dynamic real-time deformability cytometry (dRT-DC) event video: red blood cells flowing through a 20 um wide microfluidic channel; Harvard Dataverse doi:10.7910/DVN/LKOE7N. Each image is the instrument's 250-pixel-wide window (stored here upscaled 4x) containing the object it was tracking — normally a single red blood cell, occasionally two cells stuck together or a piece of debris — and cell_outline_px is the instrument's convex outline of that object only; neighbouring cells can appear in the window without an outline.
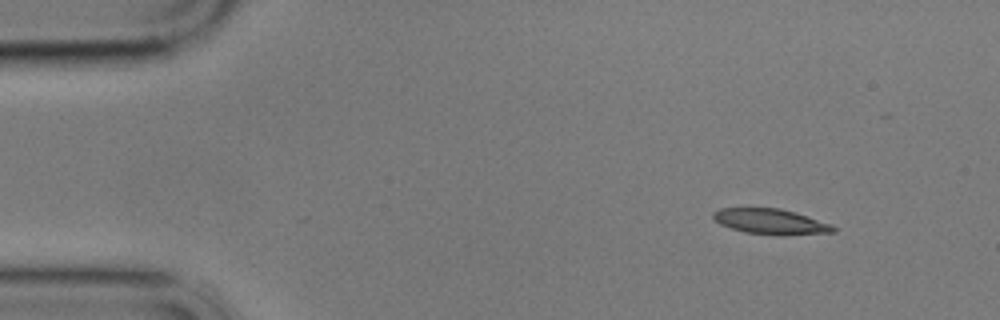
{"species": "common noctule bat (a hibernating species)", "species_latin": "Nyctalus noctula", "temperature_condition": "cold", "stored_images_in_passage": 5, "camera_frame_rate_fps": 3000, "um_per_image_px": 0.085, "animal": {"sex": "male", "body_mass_g": 17.9}, "frame": {"image": 1, "passage_image": 1, "time_ms": 0.0, "image_size_px": [1000, 320], "cell_outline_px": [[836, 232], [744, 232], [720, 224], [712, 216], [712, 212], [720, 208], [780, 208], [796, 212], [832, 224], [836, 228]], "centroid_in_image_um": [65.44, 18.76], "position_along_channel_um": 19.6, "area_um2": 16.65}}
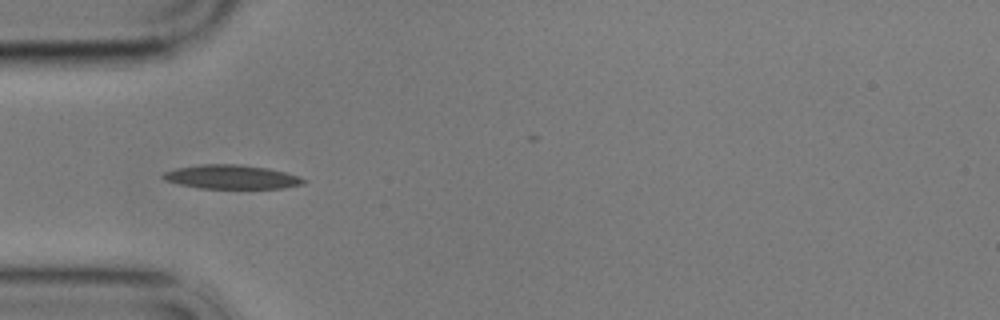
{"frame": {"image": 2, "passage_image": 4, "time_ms": 3.667, "image_size_px": [1000, 320], "cell_outline_px": [[304, 184], [284, 188], [200, 188], [180, 184], [164, 180], [160, 176], [164, 172], [176, 168], [204, 164], [236, 164], [268, 168], [284, 172], [296, 176], [304, 180]], "centroid_in_image_um": [19.63, 15.04], "position_along_channel_um": 65.4, "area_um2": 19.36}}
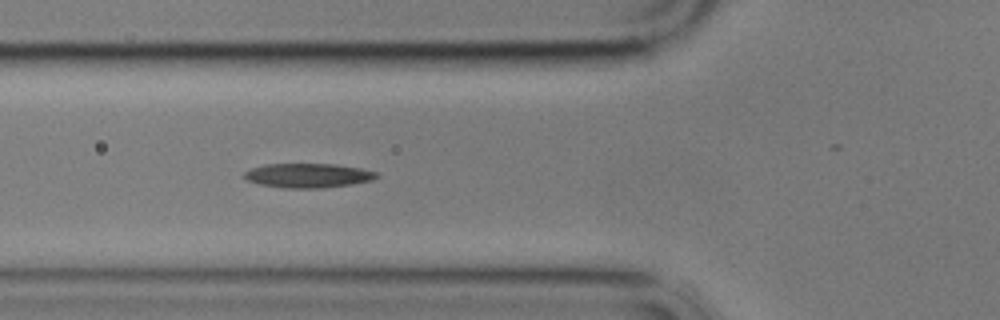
{"frame": {"image": 3, "passage_image": 5, "time_ms": 4.667, "image_size_px": [1000, 320], "cell_outline_px": [[380, 176], [372, 180], [352, 184], [320, 188], [284, 188], [260, 184], [248, 180], [244, 176], [244, 172], [252, 168], [264, 164], [336, 164], [360, 168], [376, 172]], "centroid_in_image_um": [26.2, 14.91], "position_along_channel_um": 99.6, "area_um2": 18.67}}